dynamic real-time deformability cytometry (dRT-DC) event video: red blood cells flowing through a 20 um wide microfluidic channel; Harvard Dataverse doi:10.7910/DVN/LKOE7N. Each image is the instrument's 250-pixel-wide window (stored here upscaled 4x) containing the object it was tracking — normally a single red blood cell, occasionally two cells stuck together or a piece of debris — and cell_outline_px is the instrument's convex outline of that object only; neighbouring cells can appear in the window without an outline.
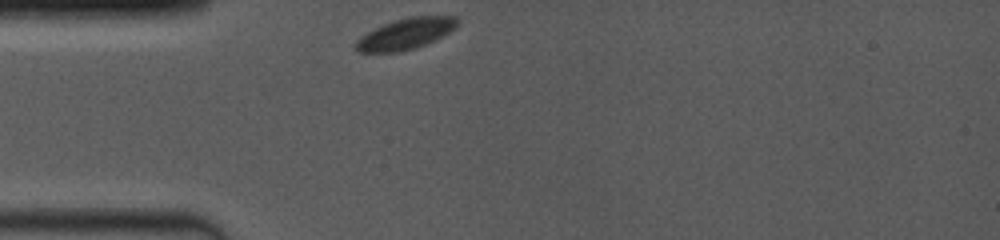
{"species": "common noctule bat (a hibernating species)", "species_latin": "Nyctalus noctula", "temperature_condition": "room temperature", "stored_images_in_passage": 44, "camera_frame_rate_fps": 4000, "um_per_image_px": 0.085, "animal": {"sex": "female", "body_mass_g": 19.0, "forearm_length_mm": 53.3}, "frame": {"image": 1, "passage_image": 1, "time_ms": 0.0, "image_size_px": [1000, 240], "cell_outline_px": [[456, 28], [436, 40], [416, 48], [400, 52], [360, 52], [356, 48], [356, 40], [360, 36], [384, 24], [408, 16], [456, 16]], "centroid_in_image_um": [34.49, 2.88], "position_along_channel_um": 50.5, "area_um2": 18.21}}
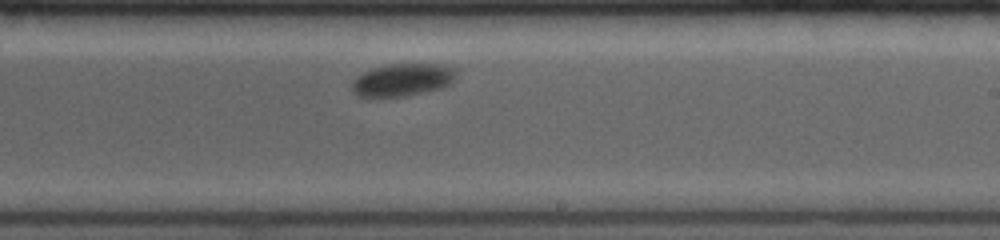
{"frame": {"image": 2, "passage_image": 26, "time_ms": 6.0, "image_size_px": [1000, 240], "cell_outline_px": [[456, 76], [448, 84], [440, 88], [404, 96], [368, 100], [356, 96], [352, 92], [352, 80], [356, 76], [372, 68], [388, 64], [440, 64], [456, 68]], "centroid_in_image_um": [34.11, 6.82], "position_along_channel_um": 254.9, "area_um2": 20.35}}
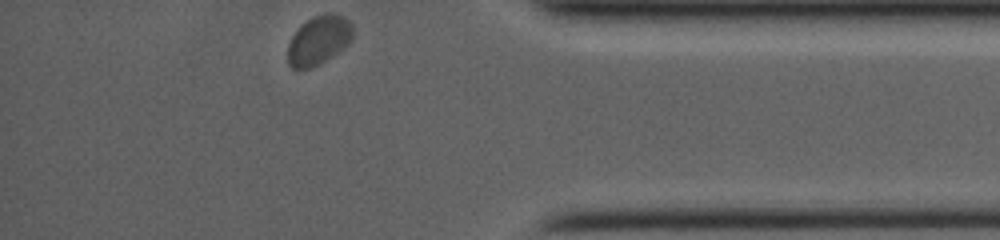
{"frame": {"image": 3, "passage_image": 43, "time_ms": 10.5, "image_size_px": [1000, 240], "cell_outline_px": [[352, 40], [344, 48], [320, 64], [312, 68], [292, 68], [288, 64], [288, 44], [292, 36], [300, 24], [312, 16], [324, 12], [336, 12], [344, 16], [352, 24]], "centroid_in_image_um": [27.1, 3.38], "position_along_channel_um": 408.1, "area_um2": 18.96}, "authors_computed_cell_mechanics": {"area_um2": 19.6231, "velocity_mm_per_s": 3.6152, "shape_relaxation_time_tau1_ms": 1.2329, "shape_relaxation_time_tau2_ms": null, "deformation_change_tau1": 0.0597, "deformation_change_tau2": null}}